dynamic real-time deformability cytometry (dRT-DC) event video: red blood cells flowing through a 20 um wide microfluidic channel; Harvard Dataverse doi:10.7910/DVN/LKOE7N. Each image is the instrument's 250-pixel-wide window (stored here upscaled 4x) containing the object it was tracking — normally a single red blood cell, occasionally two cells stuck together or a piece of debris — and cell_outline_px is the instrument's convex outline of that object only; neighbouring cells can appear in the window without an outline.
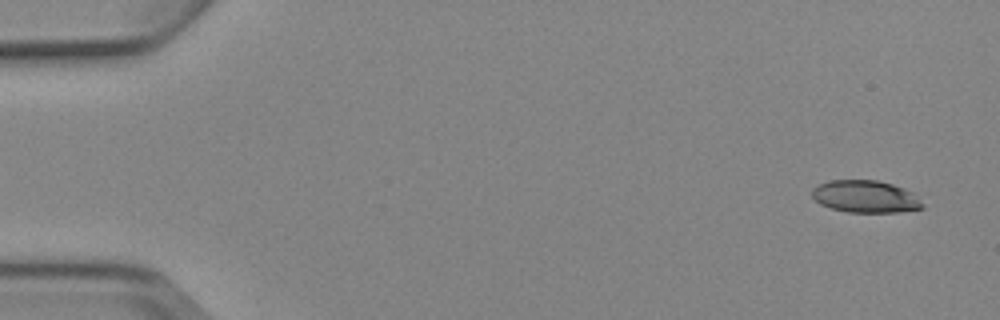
{"species": "Egyptian fruit bat (a non-hibernating species)", "species_latin": "Rousettus aegyptiacus", "temperature_condition": "cold", "stored_images_in_passage": 6, "camera_frame_rate_fps": 3000, "um_per_image_px": 0.085, "animal": {"sex": "female"}, "frame": {"image": 1, "passage_image": 1, "time_ms": 0.0, "image_size_px": [1000, 320], "cell_outline_px": [[924, 208], [900, 212], [848, 212], [832, 208], [820, 204], [812, 196], [812, 188], [828, 180], [876, 180], [892, 184], [904, 188], [912, 192], [924, 204]], "centroid_in_image_um": [73.57, 16.71], "position_along_channel_um": 11.4, "area_um2": 20.75}}
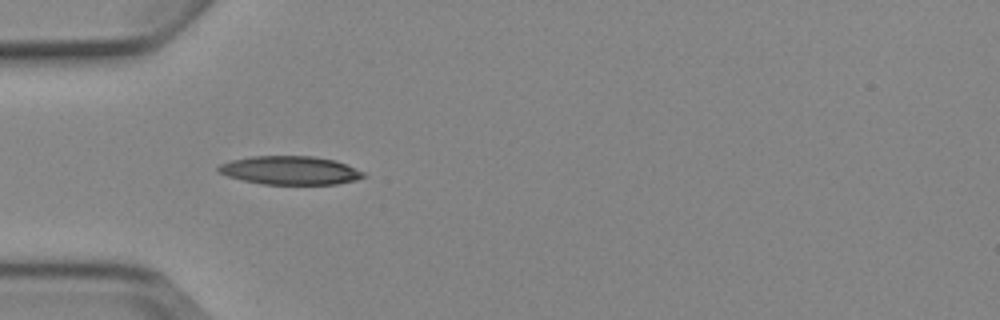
{"frame": {"image": 2, "passage_image": 5, "time_ms": 4.667, "image_size_px": [1000, 320], "cell_outline_px": [[368, 176], [356, 180], [336, 184], [264, 184], [244, 180], [228, 176], [216, 172], [216, 168], [220, 164], [228, 160], [252, 156], [312, 156], [336, 160], [364, 172]], "centroid_in_image_um": [24.64, 14.47], "position_along_channel_um": 60.4, "area_um2": 24.22}}
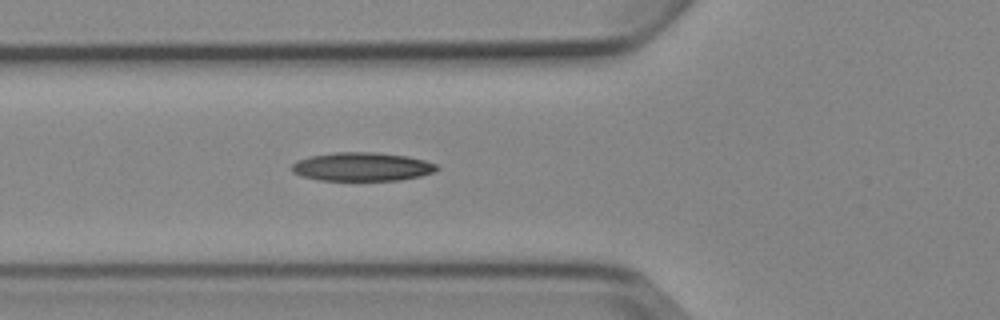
{"frame": {"image": 3, "passage_image": 6, "time_ms": 5.667, "image_size_px": [1000, 320], "cell_outline_px": [[440, 168], [432, 172], [420, 176], [400, 180], [320, 180], [300, 176], [292, 172], [292, 164], [296, 160], [308, 156], [336, 152], [376, 152], [408, 156], [424, 160], [436, 164]], "centroid_in_image_um": [30.74, 14.16], "position_along_channel_um": 95.1, "area_um2": 24.28}}